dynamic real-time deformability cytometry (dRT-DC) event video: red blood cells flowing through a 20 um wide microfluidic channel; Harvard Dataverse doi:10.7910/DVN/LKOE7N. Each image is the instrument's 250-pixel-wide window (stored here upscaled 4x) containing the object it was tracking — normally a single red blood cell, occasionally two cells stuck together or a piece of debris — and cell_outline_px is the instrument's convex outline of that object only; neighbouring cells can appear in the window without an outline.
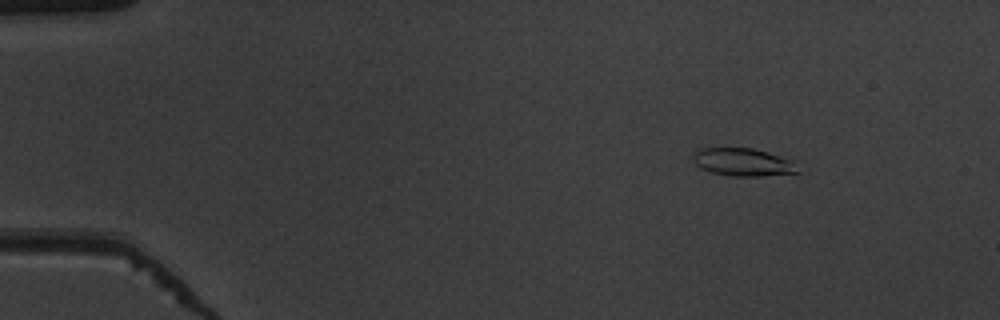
{"species": "common noctule bat (a hibernating species)", "species_latin": "Nyctalus noctula", "temperature_condition": "warm", "stored_images_in_passage": 52, "camera_frame_rate_fps": 3000, "um_per_image_px": 0.085, "animal": {"sex": "male", "body_mass_g": 19.5, "forearm_length_mm": 54.6}, "frame": {"image": 1, "passage_image": 7, "time_ms": 2.0, "image_size_px": [1000, 320], "cell_outline_px": [[800, 172], [760, 176], [732, 176], [712, 172], [700, 168], [696, 164], [696, 152], [700, 148], [752, 148], [768, 152], [792, 160]], "centroid_in_image_um": [63.2, 13.78], "position_along_channel_um": 21.8, "area_um2": 16.65}}
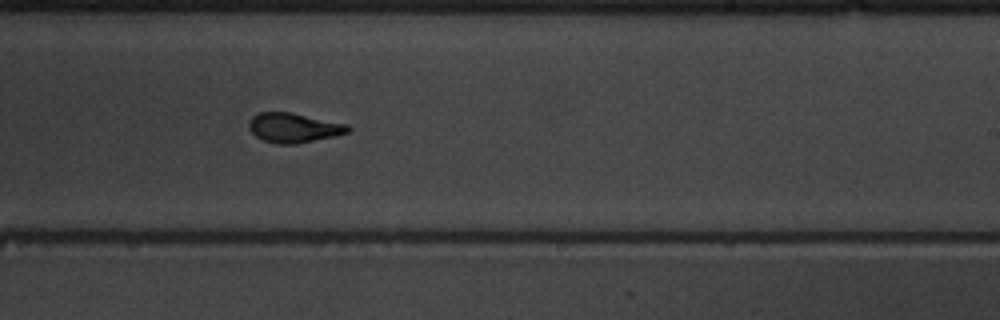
{"frame": {"image": 2, "passage_image": 33, "time_ms": 10.667, "image_size_px": [1000, 320], "cell_outline_px": [[352, 128], [348, 132], [336, 136], [292, 144], [276, 144], [264, 140], [256, 136], [248, 128], [248, 120], [252, 116], [260, 112], [292, 112], [348, 124]], "centroid_in_image_um": [24.96, 10.84], "position_along_channel_um": 264.0, "area_um2": 17.17}}
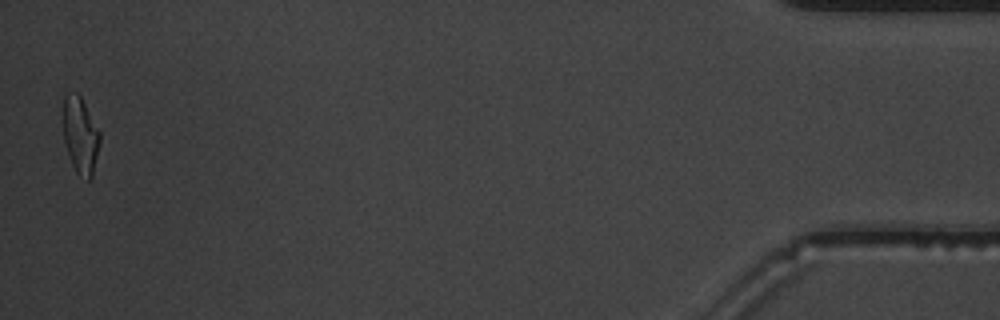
{"frame": {"image": 3, "passage_image": 52, "time_ms": 17.0, "image_size_px": [1000, 320], "cell_outline_px": [[100, 140], [92, 176], [88, 180], [76, 172], [72, 164], [64, 144], [64, 96], [68, 92], [76, 92], [80, 96], [100, 132]], "centroid_in_image_um": [6.83, 11.49], "position_along_channel_um": 428.4, "area_um2": 16.07}, "authors_computed_cell_mechanics": {"area_um2": 17.1666, "velocity_mm_per_s": 3.9249, "shape_relaxation_time_tau1_ms": 3.9317, "shape_relaxation_time_tau2_ms": 1.428, "deformation_change_tau1": 0.1786, "deformation_change_tau2": 0.0899}}